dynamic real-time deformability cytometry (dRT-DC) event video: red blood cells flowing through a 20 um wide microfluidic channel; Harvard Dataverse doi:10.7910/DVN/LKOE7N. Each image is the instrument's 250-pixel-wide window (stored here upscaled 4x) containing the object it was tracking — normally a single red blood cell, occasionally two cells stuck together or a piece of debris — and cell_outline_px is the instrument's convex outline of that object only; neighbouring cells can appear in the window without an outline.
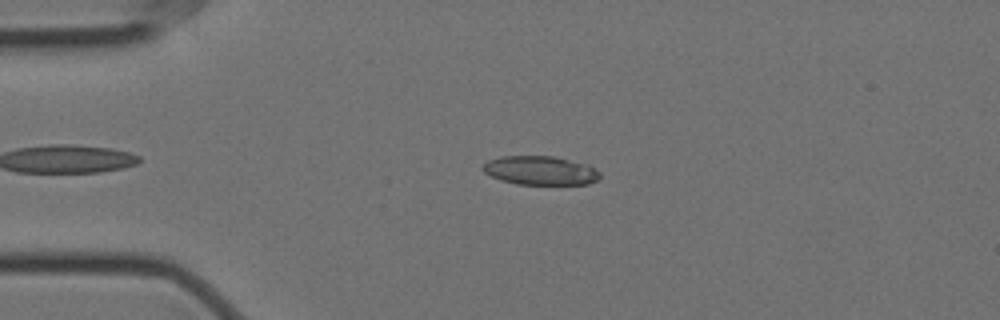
{"species": "Egyptian fruit bat (a non-hibernating species)", "species_latin": "Rousettus aegyptiacus", "temperature_condition": "cold", "stored_images_in_passage": 57, "camera_frame_rate_fps": 3000, "um_per_image_px": 0.085, "animal": {"sex": "female"}, "frame": {"image": 1, "passage_image": 13, "time_ms": 4.0, "image_size_px": [1000, 320], "cell_outline_px": [[600, 180], [588, 184], [516, 184], [500, 180], [484, 172], [480, 168], [488, 160], [500, 156], [556, 156], [588, 164], [596, 168], [600, 172]], "centroid_in_image_um": [45.96, 14.49], "position_along_channel_um": 39.0, "area_um2": 20.0}}
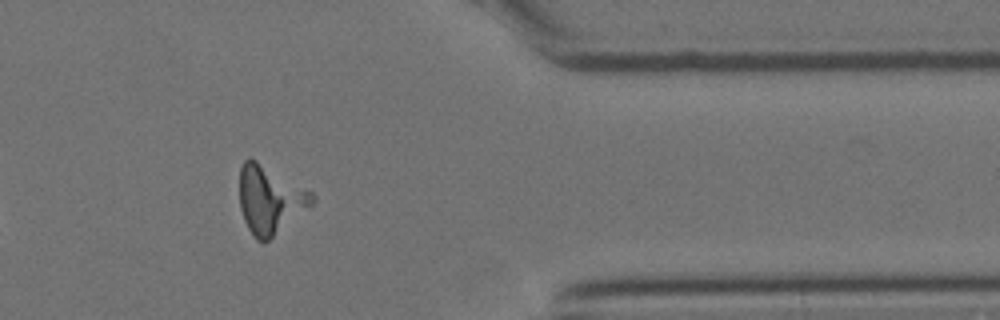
{"frame": {"image": 2, "passage_image": 47, "time_ms": 15.333, "image_size_px": [1000, 320], "cell_outline_px": [[316, 200], [312, 204], [264, 244], [256, 240], [252, 236], [244, 220], [240, 208], [240, 168], [244, 160], [248, 156], [256, 160], [312, 192], [316, 196]], "centroid_in_image_um": [22.92, 16.97], "position_along_channel_um": 388.5, "area_um2": 28.5}}
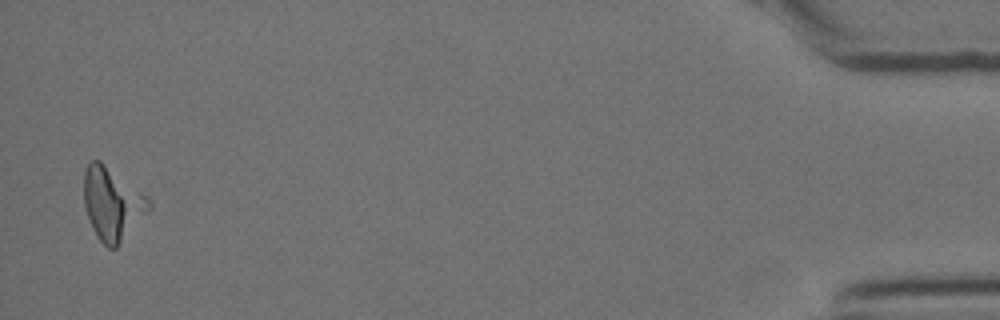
{"frame": {"image": 3, "passage_image": 56, "time_ms": 18.333, "image_size_px": [1000, 320], "cell_outline_px": [[152, 204], [116, 248], [108, 248], [96, 236], [92, 228], [84, 204], [84, 172], [88, 164], [92, 160], [100, 160], [152, 200]], "centroid_in_image_um": [9.51, 17.3], "position_along_channel_um": 425.7, "area_um2": 26.88}}